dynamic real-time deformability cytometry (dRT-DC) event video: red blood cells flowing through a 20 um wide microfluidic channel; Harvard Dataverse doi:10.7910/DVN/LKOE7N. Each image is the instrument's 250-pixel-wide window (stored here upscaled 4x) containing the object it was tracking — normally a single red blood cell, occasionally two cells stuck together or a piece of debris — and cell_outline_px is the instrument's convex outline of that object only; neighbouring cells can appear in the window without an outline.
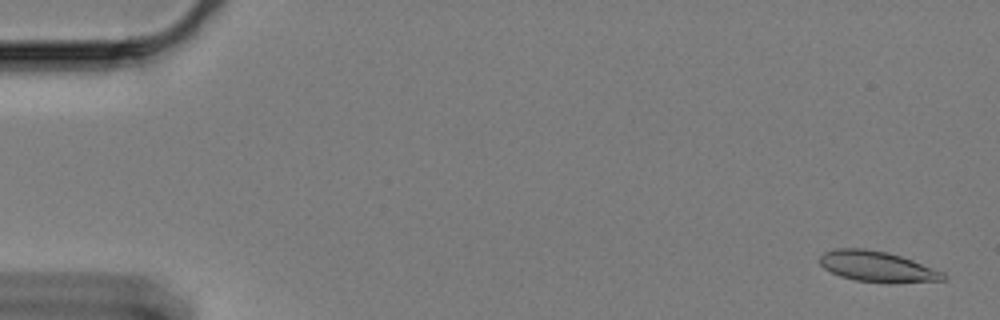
{"species": "Egyptian fruit bat (a non-hibernating species)", "species_latin": "Rousettus aegyptiacus", "temperature_condition": "cold", "stored_images_in_passage": 60, "camera_frame_rate_fps": 3000, "um_per_image_px": 0.085, "animal": {"sex": "female"}, "frame": {"image": 1, "passage_image": 2, "time_ms": 0.333, "image_size_px": [1000, 320], "cell_outline_px": [[944, 280], [892, 284], [888, 284], [856, 280], [840, 276], [824, 268], [820, 264], [820, 256], [824, 252], [836, 248], [864, 248], [888, 252], [912, 260], [944, 272]], "centroid_in_image_um": [74.56, 22.67], "position_along_channel_um": 10.4, "area_um2": 22.2}}
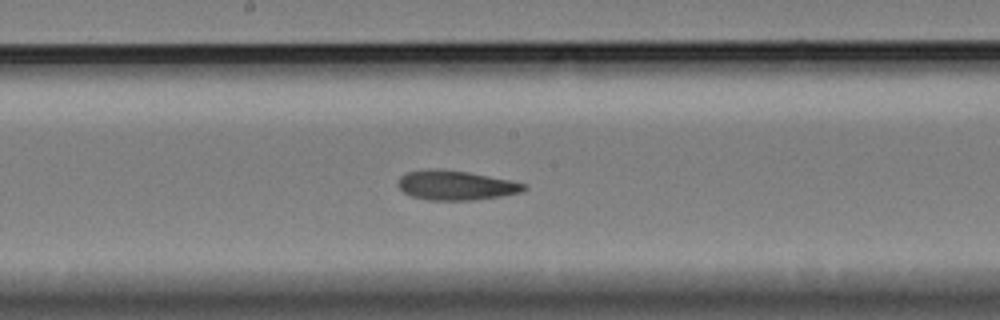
{"frame": {"image": 2, "passage_image": 32, "time_ms": 10.333, "image_size_px": [1000, 320], "cell_outline_px": [[528, 188], [520, 192], [500, 196], [472, 200], [428, 200], [412, 196], [404, 192], [396, 184], [400, 176], [408, 172], [428, 168], [436, 168], [468, 172], [528, 184]], "centroid_in_image_um": [38.71, 15.74], "position_along_channel_um": 209.5, "area_um2": 21.62}}
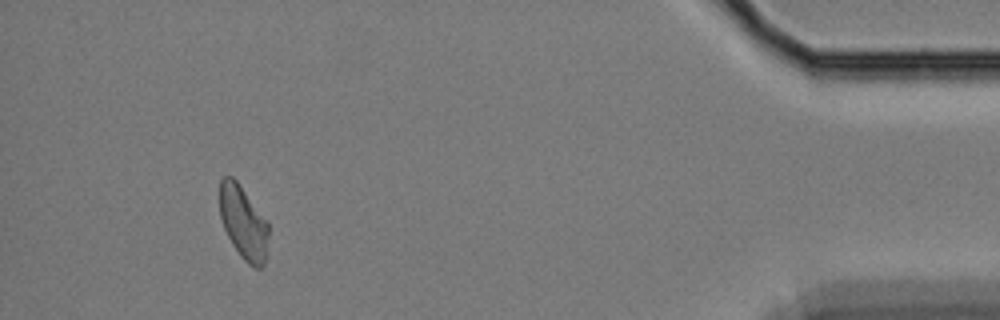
{"frame": {"image": 3, "passage_image": 56, "time_ms": 18.333, "image_size_px": [1000, 320], "cell_outline_px": [[268, 236], [264, 264], [260, 268], [256, 268], [248, 264], [240, 256], [232, 244], [224, 228], [220, 216], [220, 180], [224, 176], [232, 176], [236, 180], [268, 220]], "centroid_in_image_um": [20.69, 18.91], "position_along_channel_um": 414.5, "area_um2": 20.87}, "authors_computed_cell_mechanics": {"area_um2": 21.7328, "velocity_mm_per_s": 3.3227, "shape_relaxation_time_tau1_ms": 10.1749, "shape_relaxation_time_tau2_ms": 3.7146, "deformation_change_tau1": 0.2175, "deformation_change_tau2": 0.1075}}